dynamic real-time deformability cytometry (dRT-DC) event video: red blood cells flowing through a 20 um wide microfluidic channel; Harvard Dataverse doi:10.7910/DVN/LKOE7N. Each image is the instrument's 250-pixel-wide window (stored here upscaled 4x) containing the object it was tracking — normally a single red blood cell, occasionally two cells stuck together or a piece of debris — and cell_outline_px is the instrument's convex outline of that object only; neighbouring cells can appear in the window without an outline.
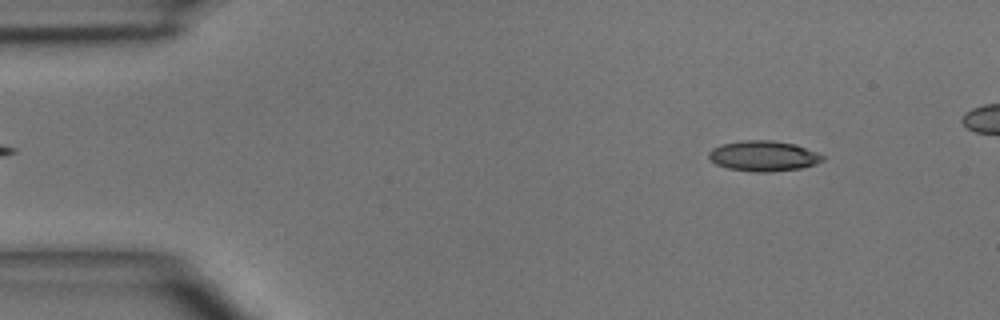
{"species": "common noctule bat (a hibernating species)", "species_latin": "Nyctalus noctula", "temperature_condition": "room temperature", "stored_images_in_passage": 4, "camera_frame_rate_fps": 3000, "um_per_image_px": 0.085, "animal": {"sex": "male", "body_mass_g": 15.6}, "frame": {"image": 1, "passage_image": 2, "time_ms": 1.0, "image_size_px": [1000, 320], "cell_outline_px": [[824, 160], [816, 164], [800, 168], [772, 172], [756, 172], [728, 168], [716, 164], [708, 156], [708, 152], [712, 148], [720, 144], [740, 140], [772, 140], [796, 144], [816, 152], [824, 156]], "centroid_in_image_um": [64.89, 13.25], "position_along_channel_um": 20.1, "area_um2": 20.29}}